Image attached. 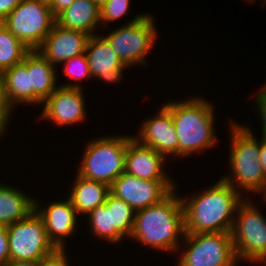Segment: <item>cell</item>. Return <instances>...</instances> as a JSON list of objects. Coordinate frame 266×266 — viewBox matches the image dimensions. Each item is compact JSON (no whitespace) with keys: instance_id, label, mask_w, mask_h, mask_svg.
Wrapping results in <instances>:
<instances>
[{"instance_id":"1","label":"cell","mask_w":266,"mask_h":266,"mask_svg":"<svg viewBox=\"0 0 266 266\" xmlns=\"http://www.w3.org/2000/svg\"><path fill=\"white\" fill-rule=\"evenodd\" d=\"M242 197L221 178L200 194L181 196L185 233L231 232Z\"/></svg>"},{"instance_id":"2","label":"cell","mask_w":266,"mask_h":266,"mask_svg":"<svg viewBox=\"0 0 266 266\" xmlns=\"http://www.w3.org/2000/svg\"><path fill=\"white\" fill-rule=\"evenodd\" d=\"M177 190L176 187L158 203L135 212L130 239L152 250L178 253L185 226L182 201Z\"/></svg>"},{"instance_id":"3","label":"cell","mask_w":266,"mask_h":266,"mask_svg":"<svg viewBox=\"0 0 266 266\" xmlns=\"http://www.w3.org/2000/svg\"><path fill=\"white\" fill-rule=\"evenodd\" d=\"M191 97V98H190ZM167 101L163 106L171 113L179 142V157L212 149L217 145L215 106L202 96Z\"/></svg>"},{"instance_id":"4","label":"cell","mask_w":266,"mask_h":266,"mask_svg":"<svg viewBox=\"0 0 266 266\" xmlns=\"http://www.w3.org/2000/svg\"><path fill=\"white\" fill-rule=\"evenodd\" d=\"M230 155L228 165L231 174L221 177L243 198L245 194H262L266 188V177L259 162L260 139L255 138L252 129L238 121L230 120ZM245 193V194H244Z\"/></svg>"},{"instance_id":"5","label":"cell","mask_w":266,"mask_h":266,"mask_svg":"<svg viewBox=\"0 0 266 266\" xmlns=\"http://www.w3.org/2000/svg\"><path fill=\"white\" fill-rule=\"evenodd\" d=\"M127 144V134L89 140L85 143L77 174L110 186L125 171Z\"/></svg>"},{"instance_id":"6","label":"cell","mask_w":266,"mask_h":266,"mask_svg":"<svg viewBox=\"0 0 266 266\" xmlns=\"http://www.w3.org/2000/svg\"><path fill=\"white\" fill-rule=\"evenodd\" d=\"M138 14L130 22L102 35L127 67L143 66L155 47L158 30L153 15Z\"/></svg>"},{"instance_id":"7","label":"cell","mask_w":266,"mask_h":266,"mask_svg":"<svg viewBox=\"0 0 266 266\" xmlns=\"http://www.w3.org/2000/svg\"><path fill=\"white\" fill-rule=\"evenodd\" d=\"M245 198L238 206L231 231L239 262H266V218L254 201Z\"/></svg>"},{"instance_id":"8","label":"cell","mask_w":266,"mask_h":266,"mask_svg":"<svg viewBox=\"0 0 266 266\" xmlns=\"http://www.w3.org/2000/svg\"><path fill=\"white\" fill-rule=\"evenodd\" d=\"M178 251H180L177 256L179 261L175 266H238L239 264L231 232L185 233Z\"/></svg>"},{"instance_id":"9","label":"cell","mask_w":266,"mask_h":266,"mask_svg":"<svg viewBox=\"0 0 266 266\" xmlns=\"http://www.w3.org/2000/svg\"><path fill=\"white\" fill-rule=\"evenodd\" d=\"M6 229L9 238V260L41 262L59 251L49 240L44 222L35 210Z\"/></svg>"},{"instance_id":"10","label":"cell","mask_w":266,"mask_h":266,"mask_svg":"<svg viewBox=\"0 0 266 266\" xmlns=\"http://www.w3.org/2000/svg\"><path fill=\"white\" fill-rule=\"evenodd\" d=\"M30 51L37 50L56 23L50 7L22 0L2 22Z\"/></svg>"},{"instance_id":"11","label":"cell","mask_w":266,"mask_h":266,"mask_svg":"<svg viewBox=\"0 0 266 266\" xmlns=\"http://www.w3.org/2000/svg\"><path fill=\"white\" fill-rule=\"evenodd\" d=\"M176 187L175 181L145 180L124 171L110 185V193L137 212L158 203Z\"/></svg>"},{"instance_id":"12","label":"cell","mask_w":266,"mask_h":266,"mask_svg":"<svg viewBox=\"0 0 266 266\" xmlns=\"http://www.w3.org/2000/svg\"><path fill=\"white\" fill-rule=\"evenodd\" d=\"M84 88L59 86L44 102L39 120H48L55 126H70L86 120L87 109Z\"/></svg>"},{"instance_id":"13","label":"cell","mask_w":266,"mask_h":266,"mask_svg":"<svg viewBox=\"0 0 266 266\" xmlns=\"http://www.w3.org/2000/svg\"><path fill=\"white\" fill-rule=\"evenodd\" d=\"M154 116L147 117L133 135L139 143L151 147L167 159L179 157V142L171 113L161 104Z\"/></svg>"},{"instance_id":"14","label":"cell","mask_w":266,"mask_h":266,"mask_svg":"<svg viewBox=\"0 0 266 266\" xmlns=\"http://www.w3.org/2000/svg\"><path fill=\"white\" fill-rule=\"evenodd\" d=\"M41 204L36 198L35 211L44 222L49 240L59 251H65L67 249L66 239L72 238L79 226L80 219H78L76 209L68 198L51 201L46 208Z\"/></svg>"},{"instance_id":"15","label":"cell","mask_w":266,"mask_h":266,"mask_svg":"<svg viewBox=\"0 0 266 266\" xmlns=\"http://www.w3.org/2000/svg\"><path fill=\"white\" fill-rule=\"evenodd\" d=\"M167 162L165 156L128 135L125 172L145 180L174 181L165 170Z\"/></svg>"},{"instance_id":"16","label":"cell","mask_w":266,"mask_h":266,"mask_svg":"<svg viewBox=\"0 0 266 266\" xmlns=\"http://www.w3.org/2000/svg\"><path fill=\"white\" fill-rule=\"evenodd\" d=\"M89 38V34L64 28L55 23L36 51L57 67L62 62L85 53Z\"/></svg>"},{"instance_id":"17","label":"cell","mask_w":266,"mask_h":266,"mask_svg":"<svg viewBox=\"0 0 266 266\" xmlns=\"http://www.w3.org/2000/svg\"><path fill=\"white\" fill-rule=\"evenodd\" d=\"M101 35L99 33L91 35L85 51L92 80L101 79L108 83H120L124 77V70L129 67L125 66Z\"/></svg>"},{"instance_id":"18","label":"cell","mask_w":266,"mask_h":266,"mask_svg":"<svg viewBox=\"0 0 266 266\" xmlns=\"http://www.w3.org/2000/svg\"><path fill=\"white\" fill-rule=\"evenodd\" d=\"M55 69H57L56 66L38 51L33 50L28 53V73L30 88L33 89L34 106H43V102L59 87L56 72L58 70Z\"/></svg>"},{"instance_id":"19","label":"cell","mask_w":266,"mask_h":266,"mask_svg":"<svg viewBox=\"0 0 266 266\" xmlns=\"http://www.w3.org/2000/svg\"><path fill=\"white\" fill-rule=\"evenodd\" d=\"M56 24L86 34L96 35L100 26V8L92 0H75L56 16Z\"/></svg>"},{"instance_id":"20","label":"cell","mask_w":266,"mask_h":266,"mask_svg":"<svg viewBox=\"0 0 266 266\" xmlns=\"http://www.w3.org/2000/svg\"><path fill=\"white\" fill-rule=\"evenodd\" d=\"M68 199L78 215H86L99 205L106 202L110 186L99 181L85 179L76 173Z\"/></svg>"},{"instance_id":"21","label":"cell","mask_w":266,"mask_h":266,"mask_svg":"<svg viewBox=\"0 0 266 266\" xmlns=\"http://www.w3.org/2000/svg\"><path fill=\"white\" fill-rule=\"evenodd\" d=\"M5 98L14 111L19 105H33V89L30 88L28 54L24 60L2 72ZM15 107V108H14Z\"/></svg>"},{"instance_id":"22","label":"cell","mask_w":266,"mask_h":266,"mask_svg":"<svg viewBox=\"0 0 266 266\" xmlns=\"http://www.w3.org/2000/svg\"><path fill=\"white\" fill-rule=\"evenodd\" d=\"M35 210V198L20 188L0 182V226H9Z\"/></svg>"},{"instance_id":"23","label":"cell","mask_w":266,"mask_h":266,"mask_svg":"<svg viewBox=\"0 0 266 266\" xmlns=\"http://www.w3.org/2000/svg\"><path fill=\"white\" fill-rule=\"evenodd\" d=\"M29 48L0 22V72L21 63Z\"/></svg>"},{"instance_id":"24","label":"cell","mask_w":266,"mask_h":266,"mask_svg":"<svg viewBox=\"0 0 266 266\" xmlns=\"http://www.w3.org/2000/svg\"><path fill=\"white\" fill-rule=\"evenodd\" d=\"M86 216V219L89 217L87 224L92 236L110 242V244L123 241L124 236L117 229H112L111 210L106 207L105 203L91 210Z\"/></svg>"},{"instance_id":"25","label":"cell","mask_w":266,"mask_h":266,"mask_svg":"<svg viewBox=\"0 0 266 266\" xmlns=\"http://www.w3.org/2000/svg\"><path fill=\"white\" fill-rule=\"evenodd\" d=\"M106 207L111 210L112 229H117L126 239L131 237L135 211L124 200L109 193Z\"/></svg>"},{"instance_id":"26","label":"cell","mask_w":266,"mask_h":266,"mask_svg":"<svg viewBox=\"0 0 266 266\" xmlns=\"http://www.w3.org/2000/svg\"><path fill=\"white\" fill-rule=\"evenodd\" d=\"M61 64H64L63 68V75L69 78V80L73 79L71 82H64L62 85H59L61 87H66V88H83L82 87V81L81 80H88L91 79V74L89 71V64L88 60L86 57V54H80L77 56H74L73 58L66 60L62 62ZM77 81L79 83H77ZM81 82V83H80Z\"/></svg>"},{"instance_id":"27","label":"cell","mask_w":266,"mask_h":266,"mask_svg":"<svg viewBox=\"0 0 266 266\" xmlns=\"http://www.w3.org/2000/svg\"><path fill=\"white\" fill-rule=\"evenodd\" d=\"M130 2L131 0H108L101 8H100V25L101 29H106L114 20L120 19L127 13H130ZM106 27V28H105Z\"/></svg>"},{"instance_id":"28","label":"cell","mask_w":266,"mask_h":266,"mask_svg":"<svg viewBox=\"0 0 266 266\" xmlns=\"http://www.w3.org/2000/svg\"><path fill=\"white\" fill-rule=\"evenodd\" d=\"M14 111L9 106L4 94V81L2 72H0V128L7 133L9 120L12 119Z\"/></svg>"},{"instance_id":"29","label":"cell","mask_w":266,"mask_h":266,"mask_svg":"<svg viewBox=\"0 0 266 266\" xmlns=\"http://www.w3.org/2000/svg\"><path fill=\"white\" fill-rule=\"evenodd\" d=\"M258 93L254 94L255 98L254 104H256L255 109H257L258 116L261 117V136L266 138V84L261 86V88L257 91Z\"/></svg>"},{"instance_id":"30","label":"cell","mask_w":266,"mask_h":266,"mask_svg":"<svg viewBox=\"0 0 266 266\" xmlns=\"http://www.w3.org/2000/svg\"><path fill=\"white\" fill-rule=\"evenodd\" d=\"M9 260V238L6 226H0V266Z\"/></svg>"},{"instance_id":"31","label":"cell","mask_w":266,"mask_h":266,"mask_svg":"<svg viewBox=\"0 0 266 266\" xmlns=\"http://www.w3.org/2000/svg\"><path fill=\"white\" fill-rule=\"evenodd\" d=\"M67 251H58L55 255L41 261L39 266H70Z\"/></svg>"},{"instance_id":"32","label":"cell","mask_w":266,"mask_h":266,"mask_svg":"<svg viewBox=\"0 0 266 266\" xmlns=\"http://www.w3.org/2000/svg\"><path fill=\"white\" fill-rule=\"evenodd\" d=\"M21 2L22 0H0V22Z\"/></svg>"},{"instance_id":"33","label":"cell","mask_w":266,"mask_h":266,"mask_svg":"<svg viewBox=\"0 0 266 266\" xmlns=\"http://www.w3.org/2000/svg\"><path fill=\"white\" fill-rule=\"evenodd\" d=\"M75 0H54L50 7L53 15L56 17L60 12L68 8Z\"/></svg>"},{"instance_id":"34","label":"cell","mask_w":266,"mask_h":266,"mask_svg":"<svg viewBox=\"0 0 266 266\" xmlns=\"http://www.w3.org/2000/svg\"><path fill=\"white\" fill-rule=\"evenodd\" d=\"M259 162L261 164L263 173L266 177V138L262 137L260 140V152H259Z\"/></svg>"},{"instance_id":"35","label":"cell","mask_w":266,"mask_h":266,"mask_svg":"<svg viewBox=\"0 0 266 266\" xmlns=\"http://www.w3.org/2000/svg\"><path fill=\"white\" fill-rule=\"evenodd\" d=\"M39 261L8 260L3 266H39Z\"/></svg>"},{"instance_id":"36","label":"cell","mask_w":266,"mask_h":266,"mask_svg":"<svg viewBox=\"0 0 266 266\" xmlns=\"http://www.w3.org/2000/svg\"><path fill=\"white\" fill-rule=\"evenodd\" d=\"M39 3L44 4L48 7H51L53 5L54 0H37Z\"/></svg>"},{"instance_id":"37","label":"cell","mask_w":266,"mask_h":266,"mask_svg":"<svg viewBox=\"0 0 266 266\" xmlns=\"http://www.w3.org/2000/svg\"><path fill=\"white\" fill-rule=\"evenodd\" d=\"M99 8H101L108 0H92Z\"/></svg>"},{"instance_id":"38","label":"cell","mask_w":266,"mask_h":266,"mask_svg":"<svg viewBox=\"0 0 266 266\" xmlns=\"http://www.w3.org/2000/svg\"><path fill=\"white\" fill-rule=\"evenodd\" d=\"M260 197L262 198L261 200H263L264 202H262L263 204H266V188L264 190V192L262 193V196L260 195Z\"/></svg>"},{"instance_id":"39","label":"cell","mask_w":266,"mask_h":266,"mask_svg":"<svg viewBox=\"0 0 266 266\" xmlns=\"http://www.w3.org/2000/svg\"><path fill=\"white\" fill-rule=\"evenodd\" d=\"M5 132L0 128V140L5 137Z\"/></svg>"},{"instance_id":"40","label":"cell","mask_w":266,"mask_h":266,"mask_svg":"<svg viewBox=\"0 0 266 266\" xmlns=\"http://www.w3.org/2000/svg\"><path fill=\"white\" fill-rule=\"evenodd\" d=\"M244 1L246 2V4H247V3L250 4V2H251V3H252V2H253V3L255 2L254 0H244ZM256 1H257V0H256Z\"/></svg>"},{"instance_id":"41","label":"cell","mask_w":266,"mask_h":266,"mask_svg":"<svg viewBox=\"0 0 266 266\" xmlns=\"http://www.w3.org/2000/svg\"><path fill=\"white\" fill-rule=\"evenodd\" d=\"M259 264H263V266H266V262H261V263H259Z\"/></svg>"}]
</instances>
